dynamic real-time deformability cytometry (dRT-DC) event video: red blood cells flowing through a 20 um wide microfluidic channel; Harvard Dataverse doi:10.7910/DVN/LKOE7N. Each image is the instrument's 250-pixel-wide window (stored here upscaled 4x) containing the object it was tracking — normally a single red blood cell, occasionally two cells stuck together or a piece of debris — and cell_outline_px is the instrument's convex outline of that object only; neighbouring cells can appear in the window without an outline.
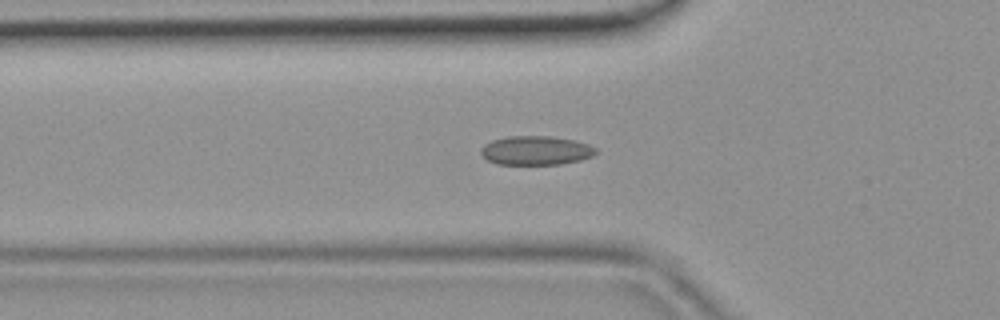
{"species": "common noctule bat (a hibernating species)", "species_latin": "Nyctalus noctula", "temperature_condition": "room temperature", "stored_images_in_passage": 43, "camera_frame_rate_fps": 3000, "um_per_image_px": 0.085, "animal": {"sex": "female", "body_mass_g": 19.9}, "frame": {"image": 1, "passage_image": 14, "time_ms": 4.333, "image_size_px": [1000, 320], "cell_outline_px": [[596, 152], [592, 156], [580, 160], [560, 164], [496, 164], [488, 160], [480, 152], [480, 148], [484, 144], [492, 140], [508, 136], [548, 136], [572, 140], [588, 144], [596, 148]], "centroid_in_image_um": [45.52, 12.79], "position_along_channel_um": 80.3, "area_um2": 19.31}}
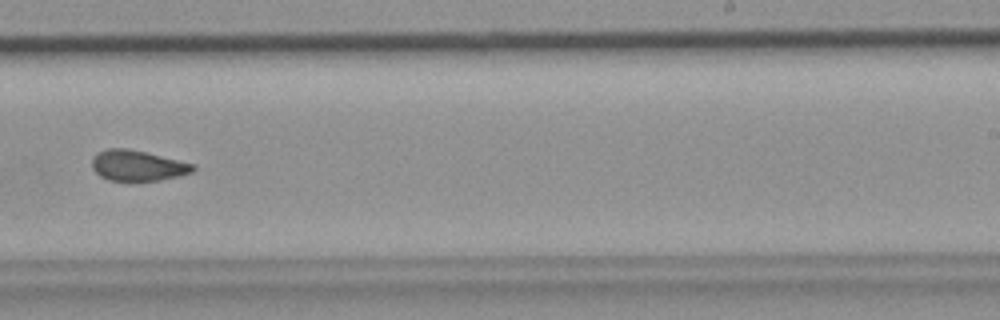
{"frame": {"image": 2, "passage_image": 27, "time_ms": 8.667, "image_size_px": [1000, 320], "cell_outline_px": [[196, 168], [192, 172], [180, 176], [160, 180], [108, 180], [100, 176], [92, 168], [92, 156], [96, 152], [108, 148], [128, 148], [196, 164]], "centroid_in_image_um": [11.69, 14.06], "position_along_channel_um": 277.3, "area_um2": 18.09}}
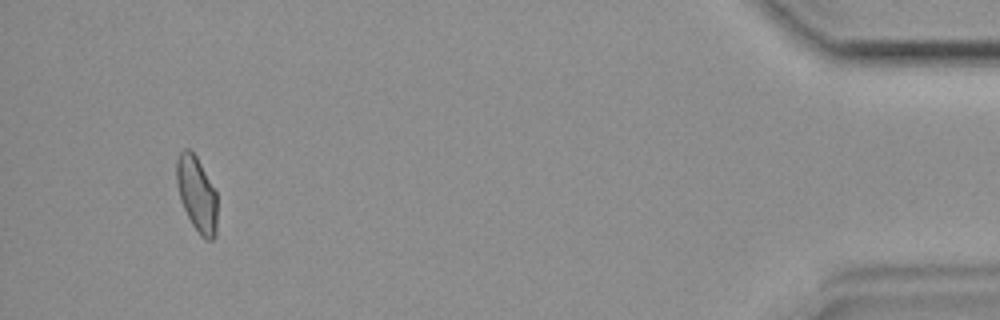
{"frame": {"image": 3, "passage_image": 41, "time_ms": 13.333, "image_size_px": [1000, 320], "cell_outline_px": [[216, 236], [212, 240], [204, 240], [200, 236], [192, 224], [180, 200], [176, 184], [176, 160], [180, 152], [184, 148], [188, 148], [196, 156], [216, 192]], "centroid_in_image_um": [16.71, 16.51], "position_along_channel_um": 418.5, "area_um2": 17.8}}